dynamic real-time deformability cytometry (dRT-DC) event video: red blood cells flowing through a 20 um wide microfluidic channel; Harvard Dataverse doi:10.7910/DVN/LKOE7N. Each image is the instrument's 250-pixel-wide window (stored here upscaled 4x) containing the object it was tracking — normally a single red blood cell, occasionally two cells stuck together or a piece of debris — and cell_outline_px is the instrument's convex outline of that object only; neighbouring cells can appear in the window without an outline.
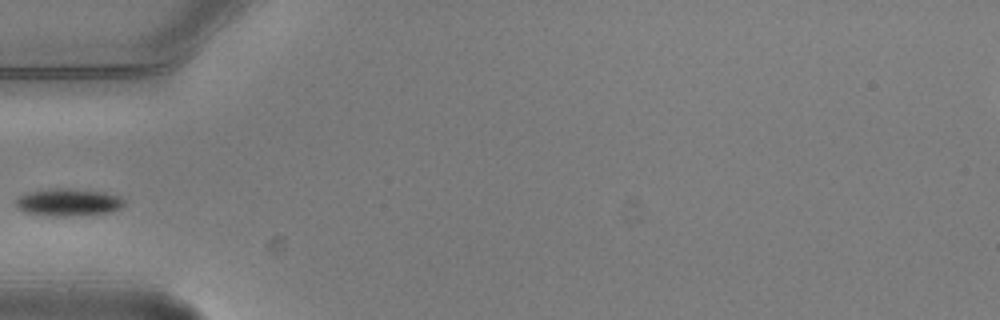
{"species": "common noctule bat (a hibernating species)", "species_latin": "Nyctalus noctula", "temperature_condition": "warm", "stored_images_in_passage": 4, "segment_of_instrument_passage": [2, 2], "camera_frame_rate_fps": 3000, "um_per_image_px": 0.085, "animal": {"sex": "male", "body_mass_g": 20.5, "forearm_length_mm": 52.5}, "frame": {"image": 1, "passage_image": 4, "time_ms": 1.0, "image_size_px": [1000, 320], "cell_outline_px": [[124, 204], [120, 208], [112, 212], [72, 216], [56, 216], [24, 212], [16, 204], [16, 200], [20, 196], [28, 192], [56, 188], [72, 188], [104, 192], [120, 196], [124, 200]], "centroid_in_image_um": [5.86, 17.19], "position_along_channel_um": 79.1, "area_um2": 17.22}}